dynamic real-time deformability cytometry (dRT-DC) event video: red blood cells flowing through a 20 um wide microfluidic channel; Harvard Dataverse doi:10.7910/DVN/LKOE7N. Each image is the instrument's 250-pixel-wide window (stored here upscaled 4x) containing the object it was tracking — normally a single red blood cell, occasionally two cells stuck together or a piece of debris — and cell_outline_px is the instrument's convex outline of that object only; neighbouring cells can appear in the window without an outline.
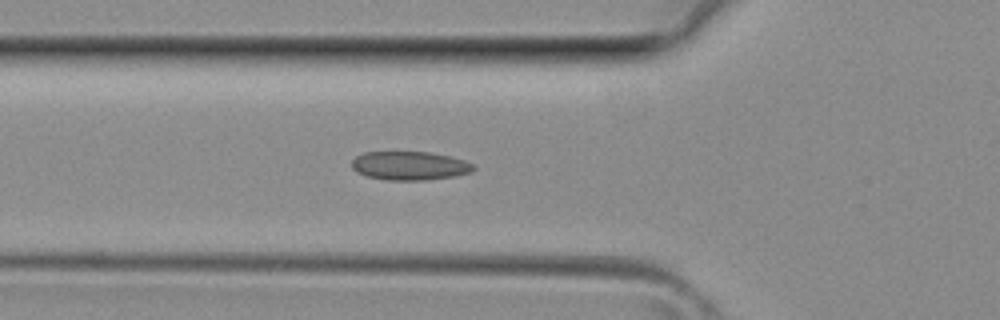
{"species": "common noctule bat (a hibernating species)", "species_latin": "Nyctalus noctula", "temperature_condition": "room temperature", "stored_images_in_passage": 32, "camera_frame_rate_fps": 3000, "um_per_image_px": 0.085, "animal": {"sex": "female", "body_mass_g": 29.2, "forearm_length_mm": 56.3}, "frame": {"image": 1, "passage_image": 12, "time_ms": 3.667, "image_size_px": [1000, 320], "cell_outline_px": [[476, 168], [472, 172], [456, 176], [424, 180], [388, 180], [368, 176], [356, 172], [352, 168], [352, 160], [356, 156], [364, 152], [428, 152], [448, 156], [464, 160], [472, 164]], "centroid_in_image_um": [34.82, 14.09], "position_along_channel_um": 91.0, "area_um2": 20.29}}
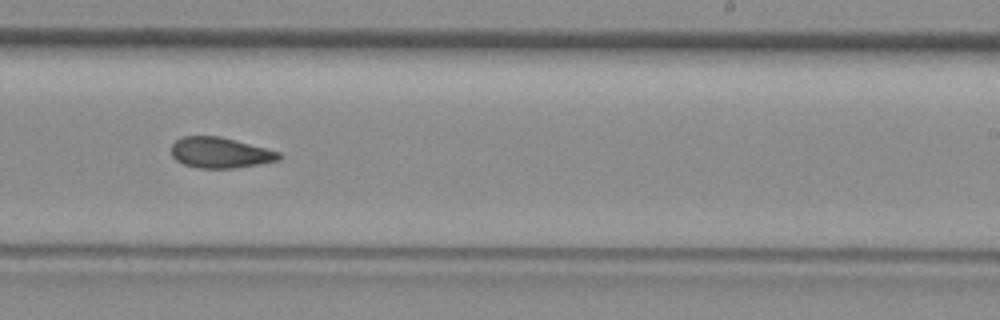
{"frame": {"image": 2, "passage_image": 22, "time_ms": 7.0, "image_size_px": [1000, 320], "cell_outline_px": [[284, 156], [280, 160], [232, 168], [196, 168], [184, 164], [176, 160], [172, 156], [172, 144], [176, 140], [184, 136], [220, 136], [280, 152]], "centroid_in_image_um": [18.71, 12.98], "position_along_channel_um": 270.3, "area_um2": 19.13}}
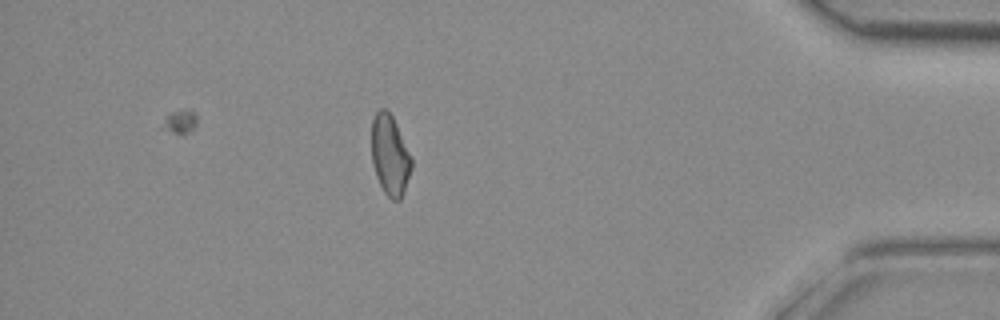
{"frame": {"image": 3, "passage_image": 32, "time_ms": 10.333, "image_size_px": [1000, 320], "cell_outline_px": [[412, 168], [400, 200], [392, 200], [384, 192], [376, 176], [372, 164], [372, 120], [376, 112], [380, 108], [384, 108], [392, 116], [412, 156]], "centroid_in_image_um": [33.15, 13.19], "position_along_channel_um": 402.1, "area_um2": 18.61}}